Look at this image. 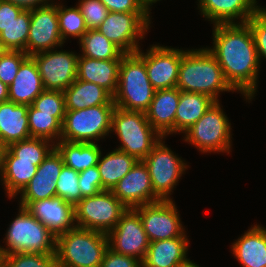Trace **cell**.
Segmentation results:
<instances>
[{
    "label": "cell",
    "mask_w": 266,
    "mask_h": 267,
    "mask_svg": "<svg viewBox=\"0 0 266 267\" xmlns=\"http://www.w3.org/2000/svg\"><path fill=\"white\" fill-rule=\"evenodd\" d=\"M213 48L208 50L219 63L226 81L244 95L253 99L257 91L260 60L252 31L247 23L213 25Z\"/></svg>",
    "instance_id": "cell-1"
},
{
    "label": "cell",
    "mask_w": 266,
    "mask_h": 267,
    "mask_svg": "<svg viewBox=\"0 0 266 267\" xmlns=\"http://www.w3.org/2000/svg\"><path fill=\"white\" fill-rule=\"evenodd\" d=\"M180 91L201 93L218 102L220 92H234L208 48L182 49L177 86Z\"/></svg>",
    "instance_id": "cell-2"
},
{
    "label": "cell",
    "mask_w": 266,
    "mask_h": 267,
    "mask_svg": "<svg viewBox=\"0 0 266 267\" xmlns=\"http://www.w3.org/2000/svg\"><path fill=\"white\" fill-rule=\"evenodd\" d=\"M109 248L108 235L74 227L56 238V259L59 267H100Z\"/></svg>",
    "instance_id": "cell-3"
},
{
    "label": "cell",
    "mask_w": 266,
    "mask_h": 267,
    "mask_svg": "<svg viewBox=\"0 0 266 267\" xmlns=\"http://www.w3.org/2000/svg\"><path fill=\"white\" fill-rule=\"evenodd\" d=\"M155 92L147 76L145 61L137 53H125L119 67L117 90L113 95L115 106L145 113Z\"/></svg>",
    "instance_id": "cell-4"
},
{
    "label": "cell",
    "mask_w": 266,
    "mask_h": 267,
    "mask_svg": "<svg viewBox=\"0 0 266 267\" xmlns=\"http://www.w3.org/2000/svg\"><path fill=\"white\" fill-rule=\"evenodd\" d=\"M122 143L116 148L137 160H144L162 136L152 127L146 114L116 107L111 117V131Z\"/></svg>",
    "instance_id": "cell-5"
},
{
    "label": "cell",
    "mask_w": 266,
    "mask_h": 267,
    "mask_svg": "<svg viewBox=\"0 0 266 267\" xmlns=\"http://www.w3.org/2000/svg\"><path fill=\"white\" fill-rule=\"evenodd\" d=\"M19 213L9 225L4 241L7 247L0 246L3 255L12 253L55 254L56 235L27 208L19 206Z\"/></svg>",
    "instance_id": "cell-6"
},
{
    "label": "cell",
    "mask_w": 266,
    "mask_h": 267,
    "mask_svg": "<svg viewBox=\"0 0 266 267\" xmlns=\"http://www.w3.org/2000/svg\"><path fill=\"white\" fill-rule=\"evenodd\" d=\"M114 108L115 105H97L80 110H66L61 140L96 143L101 138H105L111 131Z\"/></svg>",
    "instance_id": "cell-7"
},
{
    "label": "cell",
    "mask_w": 266,
    "mask_h": 267,
    "mask_svg": "<svg viewBox=\"0 0 266 267\" xmlns=\"http://www.w3.org/2000/svg\"><path fill=\"white\" fill-rule=\"evenodd\" d=\"M184 141L195 146L202 153L231 150V124L221 108L214 102L205 114L184 134Z\"/></svg>",
    "instance_id": "cell-8"
},
{
    "label": "cell",
    "mask_w": 266,
    "mask_h": 267,
    "mask_svg": "<svg viewBox=\"0 0 266 267\" xmlns=\"http://www.w3.org/2000/svg\"><path fill=\"white\" fill-rule=\"evenodd\" d=\"M127 209L111 190H104L74 206L75 226L108 234Z\"/></svg>",
    "instance_id": "cell-9"
},
{
    "label": "cell",
    "mask_w": 266,
    "mask_h": 267,
    "mask_svg": "<svg viewBox=\"0 0 266 267\" xmlns=\"http://www.w3.org/2000/svg\"><path fill=\"white\" fill-rule=\"evenodd\" d=\"M149 12H108L97 30L124 53H136L150 26ZM140 38V39H139Z\"/></svg>",
    "instance_id": "cell-10"
},
{
    "label": "cell",
    "mask_w": 266,
    "mask_h": 267,
    "mask_svg": "<svg viewBox=\"0 0 266 267\" xmlns=\"http://www.w3.org/2000/svg\"><path fill=\"white\" fill-rule=\"evenodd\" d=\"M163 139L165 137L160 139L143 162L148 168L154 193L161 200H172L169 196L188 166L165 145Z\"/></svg>",
    "instance_id": "cell-11"
},
{
    "label": "cell",
    "mask_w": 266,
    "mask_h": 267,
    "mask_svg": "<svg viewBox=\"0 0 266 267\" xmlns=\"http://www.w3.org/2000/svg\"><path fill=\"white\" fill-rule=\"evenodd\" d=\"M140 215L150 242L187 237L179 211L172 200H161L134 208Z\"/></svg>",
    "instance_id": "cell-12"
},
{
    "label": "cell",
    "mask_w": 266,
    "mask_h": 267,
    "mask_svg": "<svg viewBox=\"0 0 266 267\" xmlns=\"http://www.w3.org/2000/svg\"><path fill=\"white\" fill-rule=\"evenodd\" d=\"M37 63L45 90L64 91L77 78L79 55L66 50H49L32 55Z\"/></svg>",
    "instance_id": "cell-13"
},
{
    "label": "cell",
    "mask_w": 266,
    "mask_h": 267,
    "mask_svg": "<svg viewBox=\"0 0 266 267\" xmlns=\"http://www.w3.org/2000/svg\"><path fill=\"white\" fill-rule=\"evenodd\" d=\"M107 235L110 249L142 262L150 241L144 231L142 219L135 209H127Z\"/></svg>",
    "instance_id": "cell-14"
},
{
    "label": "cell",
    "mask_w": 266,
    "mask_h": 267,
    "mask_svg": "<svg viewBox=\"0 0 266 267\" xmlns=\"http://www.w3.org/2000/svg\"><path fill=\"white\" fill-rule=\"evenodd\" d=\"M144 61L147 76L156 90L177 86L182 50L167 46L152 45L147 52H136Z\"/></svg>",
    "instance_id": "cell-15"
},
{
    "label": "cell",
    "mask_w": 266,
    "mask_h": 267,
    "mask_svg": "<svg viewBox=\"0 0 266 267\" xmlns=\"http://www.w3.org/2000/svg\"><path fill=\"white\" fill-rule=\"evenodd\" d=\"M57 4L51 3L31 10L29 36L27 39V55L57 49L62 47Z\"/></svg>",
    "instance_id": "cell-16"
},
{
    "label": "cell",
    "mask_w": 266,
    "mask_h": 267,
    "mask_svg": "<svg viewBox=\"0 0 266 267\" xmlns=\"http://www.w3.org/2000/svg\"><path fill=\"white\" fill-rule=\"evenodd\" d=\"M111 191L128 209L161 201L153 191L151 177L143 160H138Z\"/></svg>",
    "instance_id": "cell-17"
},
{
    "label": "cell",
    "mask_w": 266,
    "mask_h": 267,
    "mask_svg": "<svg viewBox=\"0 0 266 267\" xmlns=\"http://www.w3.org/2000/svg\"><path fill=\"white\" fill-rule=\"evenodd\" d=\"M64 165L62 156L54 148L38 166L35 176L20 193V206L27 208L34 201L56 197V182Z\"/></svg>",
    "instance_id": "cell-18"
},
{
    "label": "cell",
    "mask_w": 266,
    "mask_h": 267,
    "mask_svg": "<svg viewBox=\"0 0 266 267\" xmlns=\"http://www.w3.org/2000/svg\"><path fill=\"white\" fill-rule=\"evenodd\" d=\"M201 14L215 24L246 23L260 7L256 0H198Z\"/></svg>",
    "instance_id": "cell-19"
},
{
    "label": "cell",
    "mask_w": 266,
    "mask_h": 267,
    "mask_svg": "<svg viewBox=\"0 0 266 267\" xmlns=\"http://www.w3.org/2000/svg\"><path fill=\"white\" fill-rule=\"evenodd\" d=\"M27 209L56 237L75 227L74 206L60 197L34 201Z\"/></svg>",
    "instance_id": "cell-20"
},
{
    "label": "cell",
    "mask_w": 266,
    "mask_h": 267,
    "mask_svg": "<svg viewBox=\"0 0 266 267\" xmlns=\"http://www.w3.org/2000/svg\"><path fill=\"white\" fill-rule=\"evenodd\" d=\"M179 97L180 90L177 87L156 90L145 112L149 123L162 137L175 134V115Z\"/></svg>",
    "instance_id": "cell-21"
},
{
    "label": "cell",
    "mask_w": 266,
    "mask_h": 267,
    "mask_svg": "<svg viewBox=\"0 0 266 267\" xmlns=\"http://www.w3.org/2000/svg\"><path fill=\"white\" fill-rule=\"evenodd\" d=\"M44 90L37 63L28 56L21 63L13 83L8 86V101L29 106Z\"/></svg>",
    "instance_id": "cell-22"
},
{
    "label": "cell",
    "mask_w": 266,
    "mask_h": 267,
    "mask_svg": "<svg viewBox=\"0 0 266 267\" xmlns=\"http://www.w3.org/2000/svg\"><path fill=\"white\" fill-rule=\"evenodd\" d=\"M120 63L121 59L98 60L79 54L76 78L95 83L113 96L117 90Z\"/></svg>",
    "instance_id": "cell-23"
},
{
    "label": "cell",
    "mask_w": 266,
    "mask_h": 267,
    "mask_svg": "<svg viewBox=\"0 0 266 267\" xmlns=\"http://www.w3.org/2000/svg\"><path fill=\"white\" fill-rule=\"evenodd\" d=\"M38 166L35 161L18 160V158L5 147L1 159V181L9 199L16 197L35 176Z\"/></svg>",
    "instance_id": "cell-24"
},
{
    "label": "cell",
    "mask_w": 266,
    "mask_h": 267,
    "mask_svg": "<svg viewBox=\"0 0 266 267\" xmlns=\"http://www.w3.org/2000/svg\"><path fill=\"white\" fill-rule=\"evenodd\" d=\"M187 237H176L150 242L142 267H179L188 260Z\"/></svg>",
    "instance_id": "cell-25"
},
{
    "label": "cell",
    "mask_w": 266,
    "mask_h": 267,
    "mask_svg": "<svg viewBox=\"0 0 266 267\" xmlns=\"http://www.w3.org/2000/svg\"><path fill=\"white\" fill-rule=\"evenodd\" d=\"M28 105L0 103V144H10L31 138L28 125Z\"/></svg>",
    "instance_id": "cell-26"
},
{
    "label": "cell",
    "mask_w": 266,
    "mask_h": 267,
    "mask_svg": "<svg viewBox=\"0 0 266 267\" xmlns=\"http://www.w3.org/2000/svg\"><path fill=\"white\" fill-rule=\"evenodd\" d=\"M231 246L232 254L243 267H266V228L251 226Z\"/></svg>",
    "instance_id": "cell-27"
},
{
    "label": "cell",
    "mask_w": 266,
    "mask_h": 267,
    "mask_svg": "<svg viewBox=\"0 0 266 267\" xmlns=\"http://www.w3.org/2000/svg\"><path fill=\"white\" fill-rule=\"evenodd\" d=\"M66 110H80L97 105H115L113 96L103 87L76 79L63 91Z\"/></svg>",
    "instance_id": "cell-28"
},
{
    "label": "cell",
    "mask_w": 266,
    "mask_h": 267,
    "mask_svg": "<svg viewBox=\"0 0 266 267\" xmlns=\"http://www.w3.org/2000/svg\"><path fill=\"white\" fill-rule=\"evenodd\" d=\"M215 101L207 95L180 91L175 115V133H185Z\"/></svg>",
    "instance_id": "cell-29"
},
{
    "label": "cell",
    "mask_w": 266,
    "mask_h": 267,
    "mask_svg": "<svg viewBox=\"0 0 266 267\" xmlns=\"http://www.w3.org/2000/svg\"><path fill=\"white\" fill-rule=\"evenodd\" d=\"M55 149L62 156L64 165L77 172L94 167L98 164L101 154L97 143H78L60 140Z\"/></svg>",
    "instance_id": "cell-30"
},
{
    "label": "cell",
    "mask_w": 266,
    "mask_h": 267,
    "mask_svg": "<svg viewBox=\"0 0 266 267\" xmlns=\"http://www.w3.org/2000/svg\"><path fill=\"white\" fill-rule=\"evenodd\" d=\"M137 159L120 150H112L106 156L100 154L97 168L101 177L102 187L112 190L114 186L133 168Z\"/></svg>",
    "instance_id": "cell-31"
},
{
    "label": "cell",
    "mask_w": 266,
    "mask_h": 267,
    "mask_svg": "<svg viewBox=\"0 0 266 267\" xmlns=\"http://www.w3.org/2000/svg\"><path fill=\"white\" fill-rule=\"evenodd\" d=\"M84 57L98 60L122 59L125 54L97 29L88 30L78 41Z\"/></svg>",
    "instance_id": "cell-32"
},
{
    "label": "cell",
    "mask_w": 266,
    "mask_h": 267,
    "mask_svg": "<svg viewBox=\"0 0 266 267\" xmlns=\"http://www.w3.org/2000/svg\"><path fill=\"white\" fill-rule=\"evenodd\" d=\"M31 10H23L14 21L0 23V38L7 50L22 51L27 54Z\"/></svg>",
    "instance_id": "cell-33"
},
{
    "label": "cell",
    "mask_w": 266,
    "mask_h": 267,
    "mask_svg": "<svg viewBox=\"0 0 266 267\" xmlns=\"http://www.w3.org/2000/svg\"><path fill=\"white\" fill-rule=\"evenodd\" d=\"M28 125L31 138H43L53 144L61 140L62 124L51 114L38 113L32 105L28 108Z\"/></svg>",
    "instance_id": "cell-34"
},
{
    "label": "cell",
    "mask_w": 266,
    "mask_h": 267,
    "mask_svg": "<svg viewBox=\"0 0 266 267\" xmlns=\"http://www.w3.org/2000/svg\"><path fill=\"white\" fill-rule=\"evenodd\" d=\"M43 138H29L10 144L7 148L18 160L35 161L39 166L55 148V144Z\"/></svg>",
    "instance_id": "cell-35"
},
{
    "label": "cell",
    "mask_w": 266,
    "mask_h": 267,
    "mask_svg": "<svg viewBox=\"0 0 266 267\" xmlns=\"http://www.w3.org/2000/svg\"><path fill=\"white\" fill-rule=\"evenodd\" d=\"M75 6L66 8L63 4L60 5L57 3L59 31L64 43L70 36L77 37L80 40L88 31L79 7L77 4Z\"/></svg>",
    "instance_id": "cell-36"
},
{
    "label": "cell",
    "mask_w": 266,
    "mask_h": 267,
    "mask_svg": "<svg viewBox=\"0 0 266 267\" xmlns=\"http://www.w3.org/2000/svg\"><path fill=\"white\" fill-rule=\"evenodd\" d=\"M32 106L38 110V113L51 114L61 124L63 123L66 109L62 91L44 90L33 101Z\"/></svg>",
    "instance_id": "cell-37"
},
{
    "label": "cell",
    "mask_w": 266,
    "mask_h": 267,
    "mask_svg": "<svg viewBox=\"0 0 266 267\" xmlns=\"http://www.w3.org/2000/svg\"><path fill=\"white\" fill-rule=\"evenodd\" d=\"M56 197L75 206L81 200L79 188V172L63 165L56 182Z\"/></svg>",
    "instance_id": "cell-38"
},
{
    "label": "cell",
    "mask_w": 266,
    "mask_h": 267,
    "mask_svg": "<svg viewBox=\"0 0 266 267\" xmlns=\"http://www.w3.org/2000/svg\"><path fill=\"white\" fill-rule=\"evenodd\" d=\"M3 267H59L55 254L12 253L3 255Z\"/></svg>",
    "instance_id": "cell-39"
},
{
    "label": "cell",
    "mask_w": 266,
    "mask_h": 267,
    "mask_svg": "<svg viewBox=\"0 0 266 267\" xmlns=\"http://www.w3.org/2000/svg\"><path fill=\"white\" fill-rule=\"evenodd\" d=\"M77 6L88 30L97 29L109 12L100 0H80Z\"/></svg>",
    "instance_id": "cell-40"
},
{
    "label": "cell",
    "mask_w": 266,
    "mask_h": 267,
    "mask_svg": "<svg viewBox=\"0 0 266 267\" xmlns=\"http://www.w3.org/2000/svg\"><path fill=\"white\" fill-rule=\"evenodd\" d=\"M28 57L25 52L7 50L0 56V80L7 86L13 83L21 63Z\"/></svg>",
    "instance_id": "cell-41"
},
{
    "label": "cell",
    "mask_w": 266,
    "mask_h": 267,
    "mask_svg": "<svg viewBox=\"0 0 266 267\" xmlns=\"http://www.w3.org/2000/svg\"><path fill=\"white\" fill-rule=\"evenodd\" d=\"M246 23L252 31L259 60L266 58V8L259 7Z\"/></svg>",
    "instance_id": "cell-42"
},
{
    "label": "cell",
    "mask_w": 266,
    "mask_h": 267,
    "mask_svg": "<svg viewBox=\"0 0 266 267\" xmlns=\"http://www.w3.org/2000/svg\"><path fill=\"white\" fill-rule=\"evenodd\" d=\"M79 188L81 199L96 195L105 190L102 187L101 177L97 165L79 172Z\"/></svg>",
    "instance_id": "cell-43"
},
{
    "label": "cell",
    "mask_w": 266,
    "mask_h": 267,
    "mask_svg": "<svg viewBox=\"0 0 266 267\" xmlns=\"http://www.w3.org/2000/svg\"><path fill=\"white\" fill-rule=\"evenodd\" d=\"M100 267H142V264L140 260L134 257L118 254L108 248Z\"/></svg>",
    "instance_id": "cell-44"
},
{
    "label": "cell",
    "mask_w": 266,
    "mask_h": 267,
    "mask_svg": "<svg viewBox=\"0 0 266 267\" xmlns=\"http://www.w3.org/2000/svg\"><path fill=\"white\" fill-rule=\"evenodd\" d=\"M109 12H148L139 0H100Z\"/></svg>",
    "instance_id": "cell-45"
},
{
    "label": "cell",
    "mask_w": 266,
    "mask_h": 267,
    "mask_svg": "<svg viewBox=\"0 0 266 267\" xmlns=\"http://www.w3.org/2000/svg\"><path fill=\"white\" fill-rule=\"evenodd\" d=\"M19 6L12 3L0 0V23H9L14 21L15 18L23 11Z\"/></svg>",
    "instance_id": "cell-46"
},
{
    "label": "cell",
    "mask_w": 266,
    "mask_h": 267,
    "mask_svg": "<svg viewBox=\"0 0 266 267\" xmlns=\"http://www.w3.org/2000/svg\"><path fill=\"white\" fill-rule=\"evenodd\" d=\"M4 1L19 6L24 10H32L52 3L51 0H4Z\"/></svg>",
    "instance_id": "cell-47"
},
{
    "label": "cell",
    "mask_w": 266,
    "mask_h": 267,
    "mask_svg": "<svg viewBox=\"0 0 266 267\" xmlns=\"http://www.w3.org/2000/svg\"><path fill=\"white\" fill-rule=\"evenodd\" d=\"M8 101V86L0 80V103Z\"/></svg>",
    "instance_id": "cell-48"
},
{
    "label": "cell",
    "mask_w": 266,
    "mask_h": 267,
    "mask_svg": "<svg viewBox=\"0 0 266 267\" xmlns=\"http://www.w3.org/2000/svg\"><path fill=\"white\" fill-rule=\"evenodd\" d=\"M157 1L160 0H139V2L144 6V8L149 12H150V7L153 5V3H156Z\"/></svg>",
    "instance_id": "cell-49"
},
{
    "label": "cell",
    "mask_w": 266,
    "mask_h": 267,
    "mask_svg": "<svg viewBox=\"0 0 266 267\" xmlns=\"http://www.w3.org/2000/svg\"><path fill=\"white\" fill-rule=\"evenodd\" d=\"M179 267H199V265H197L196 263H194V262L190 261V259H188L186 262L181 264Z\"/></svg>",
    "instance_id": "cell-50"
},
{
    "label": "cell",
    "mask_w": 266,
    "mask_h": 267,
    "mask_svg": "<svg viewBox=\"0 0 266 267\" xmlns=\"http://www.w3.org/2000/svg\"><path fill=\"white\" fill-rule=\"evenodd\" d=\"M7 51L6 47L3 44V41L0 38V56Z\"/></svg>",
    "instance_id": "cell-51"
},
{
    "label": "cell",
    "mask_w": 266,
    "mask_h": 267,
    "mask_svg": "<svg viewBox=\"0 0 266 267\" xmlns=\"http://www.w3.org/2000/svg\"><path fill=\"white\" fill-rule=\"evenodd\" d=\"M0 267H3V253L1 249H0Z\"/></svg>",
    "instance_id": "cell-52"
},
{
    "label": "cell",
    "mask_w": 266,
    "mask_h": 267,
    "mask_svg": "<svg viewBox=\"0 0 266 267\" xmlns=\"http://www.w3.org/2000/svg\"><path fill=\"white\" fill-rule=\"evenodd\" d=\"M4 147L0 144V168H1V159H2V152Z\"/></svg>",
    "instance_id": "cell-53"
}]
</instances>
